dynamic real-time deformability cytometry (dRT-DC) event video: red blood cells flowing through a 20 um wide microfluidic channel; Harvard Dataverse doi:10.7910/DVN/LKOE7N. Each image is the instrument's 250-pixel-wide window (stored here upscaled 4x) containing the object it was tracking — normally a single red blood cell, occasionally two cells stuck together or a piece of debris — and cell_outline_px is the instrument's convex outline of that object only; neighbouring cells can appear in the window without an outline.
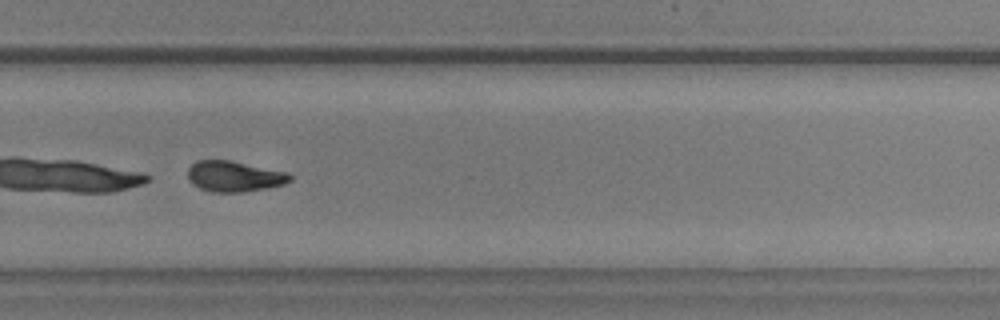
{"species": "common noctule bat (a hibernating species)", "species_latin": "Nyctalus noctula", "temperature_condition": "warm", "stored_images_in_passage": 55, "camera_frame_rate_fps": 3000, "um_per_image_px": 0.085, "animal": {"sex": "male", "body_mass_g": 20.5, "forearm_length_mm": 52.5}, "frame": {"image": 1, "passage_image": 38, "time_ms": 12.333, "image_size_px": [1000, 320], "cell_outline_px": [[292, 180], [284, 184], [268, 188], [244, 192], [212, 192], [200, 188], [192, 184], [188, 180], [188, 168], [196, 160], [228, 160], [288, 172], [292, 176]], "centroid_in_image_um": [19.91, 14.99], "position_along_channel_um": 309.9, "area_um2": 18.38}}